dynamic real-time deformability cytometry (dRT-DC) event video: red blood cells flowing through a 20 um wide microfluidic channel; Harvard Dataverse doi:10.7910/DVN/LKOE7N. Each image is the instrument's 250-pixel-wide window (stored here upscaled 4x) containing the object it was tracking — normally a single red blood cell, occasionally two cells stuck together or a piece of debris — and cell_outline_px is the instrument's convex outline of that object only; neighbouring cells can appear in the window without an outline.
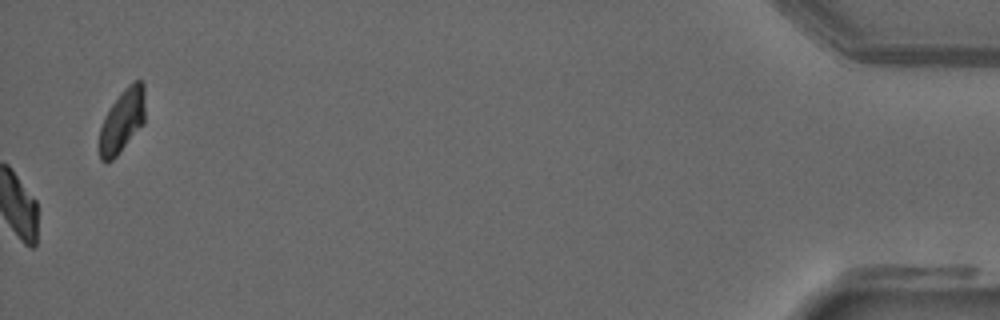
{"species": "common noctule bat (a hibernating species)", "species_latin": "Nyctalus noctula", "temperature_condition": "warm", "stored_images_in_passage": 40, "camera_frame_rate_fps": 3000, "um_per_image_px": 0.085, "animal": {"sex": "male", "forearm_length_mm": 52.5}, "frame": {"image": 1, "passage_image": 40, "time_ms": 13.0, "image_size_px": [1000, 320], "cell_outline_px": [[144, 124], [116, 156], [112, 160], [100, 160], [100, 128], [104, 116], [120, 92], [132, 80], [140, 80], [144, 84]], "centroid_in_image_um": [10.4, 10.22], "position_along_channel_um": 424.8, "area_um2": 16.76}, "authors_computed_cell_mechanics": {"area_um2": 18.496, "velocity_mm_per_s": 3.8747, "shape_relaxation_time_tau1_ms": 5.8464, "shape_relaxation_time_tau2_ms": null, "deformation_change_tau1": 0.1672, "deformation_change_tau2": null}}